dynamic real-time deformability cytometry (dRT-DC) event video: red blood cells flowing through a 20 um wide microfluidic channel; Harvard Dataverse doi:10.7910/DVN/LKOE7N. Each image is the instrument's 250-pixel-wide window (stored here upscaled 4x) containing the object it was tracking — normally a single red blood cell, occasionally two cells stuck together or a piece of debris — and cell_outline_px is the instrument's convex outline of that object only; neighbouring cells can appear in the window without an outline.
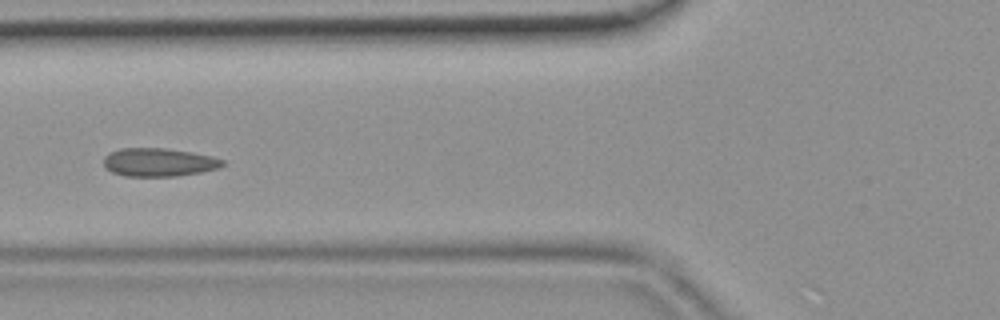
{"species": "common noctule bat (a hibernating species)", "species_latin": "Nyctalus noctula", "temperature_condition": "room temperature", "stored_images_in_passage": 48, "camera_frame_rate_fps": 3000, "um_per_image_px": 0.085, "animal": {"sex": "female", "body_mass_g": 19.9}, "frame": {"image": 1, "passage_image": 19, "time_ms": 6.0, "image_size_px": [1000, 320], "cell_outline_px": [[224, 164], [216, 168], [200, 172], [176, 176], [124, 176], [112, 172], [104, 168], [104, 156], [108, 152], [120, 148], [164, 148], [192, 152], [212, 156], [224, 160]], "centroid_in_image_um": [13.44, 13.78], "position_along_channel_um": 112.4, "area_um2": 19.65}}
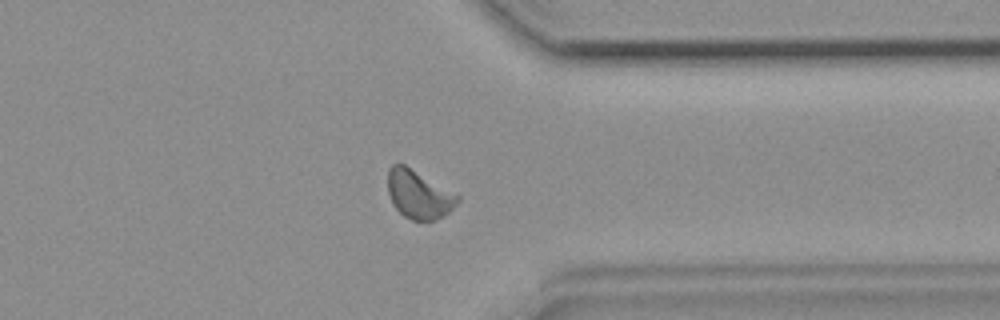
{"frame": {"image": 2, "passage_image": 38, "time_ms": 12.333, "image_size_px": [1000, 320], "cell_outline_px": [[460, 200], [444, 216], [436, 220], [412, 220], [404, 216], [392, 204], [388, 192], [388, 168], [392, 164], [404, 164], [460, 196]], "centroid_in_image_um": [35.58, 16.53], "position_along_channel_um": 375.8, "area_um2": 19.48}}
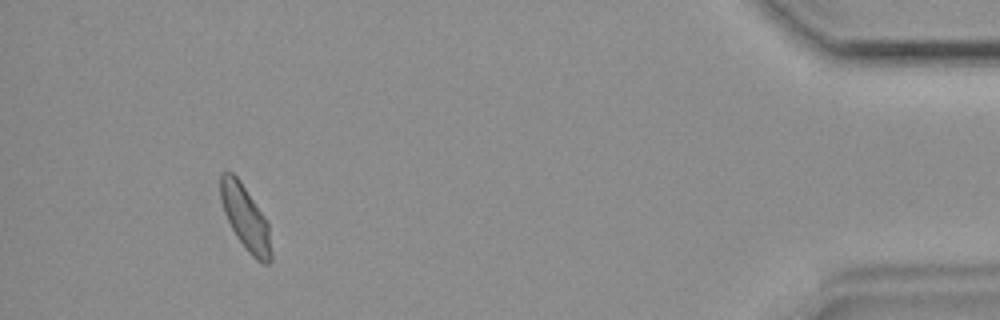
{"frame": {"image": 3, "passage_image": 45, "time_ms": 14.667, "image_size_px": [1000, 320], "cell_outline_px": [[272, 260], [268, 264], [264, 264], [256, 260], [248, 252], [236, 236], [224, 212], [220, 200], [220, 176], [224, 172], [232, 172], [240, 180], [264, 216], [268, 224], [272, 256]], "centroid_in_image_um": [20.86, 18.53], "position_along_channel_um": 414.3, "area_um2": 18.9}}